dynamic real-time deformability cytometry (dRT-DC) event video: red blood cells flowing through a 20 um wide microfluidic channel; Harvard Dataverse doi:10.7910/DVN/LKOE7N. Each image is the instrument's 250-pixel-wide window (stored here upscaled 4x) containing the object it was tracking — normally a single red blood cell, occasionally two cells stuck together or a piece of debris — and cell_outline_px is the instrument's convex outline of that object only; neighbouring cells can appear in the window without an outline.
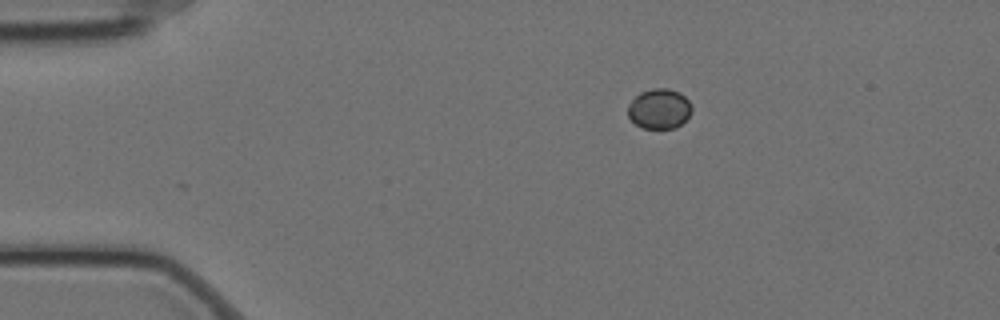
{"species": "Egyptian fruit bat (a non-hibernating species)", "species_latin": "Rousettus aegyptiacus", "temperature_condition": "cold", "stored_images_in_passage": 3, "camera_frame_rate_fps": 3000, "um_per_image_px": 0.085, "animal": {"sex": "female"}, "frame": {"image": 1, "passage_image": 1, "time_ms": 0.0, "image_size_px": [1000, 320], "cell_outline_px": [[692, 112], [676, 128], [644, 128], [636, 124], [628, 116], [628, 104], [640, 92], [652, 88], [668, 88], [680, 92], [688, 100], [692, 108]], "centroid_in_image_um": [56.04, 9.23], "position_along_channel_um": 29.0, "area_um2": 14.85}}
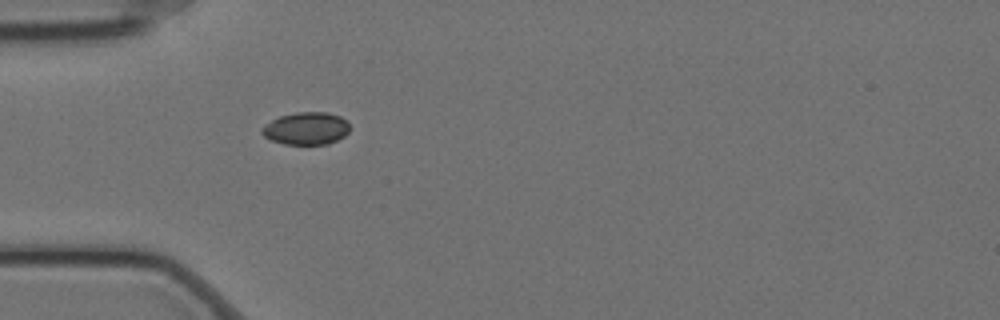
{"frame": {"image": 2, "passage_image": 3, "time_ms": 0.667, "image_size_px": [1000, 320], "cell_outline_px": [[348, 132], [344, 136], [328, 144], [284, 144], [272, 140], [264, 136], [260, 132], [260, 128], [264, 124], [280, 116], [296, 112], [328, 112], [340, 116], [348, 120]], "centroid_in_image_um": [26.01, 10.91], "position_along_channel_um": 59.0, "area_um2": 16.7}}